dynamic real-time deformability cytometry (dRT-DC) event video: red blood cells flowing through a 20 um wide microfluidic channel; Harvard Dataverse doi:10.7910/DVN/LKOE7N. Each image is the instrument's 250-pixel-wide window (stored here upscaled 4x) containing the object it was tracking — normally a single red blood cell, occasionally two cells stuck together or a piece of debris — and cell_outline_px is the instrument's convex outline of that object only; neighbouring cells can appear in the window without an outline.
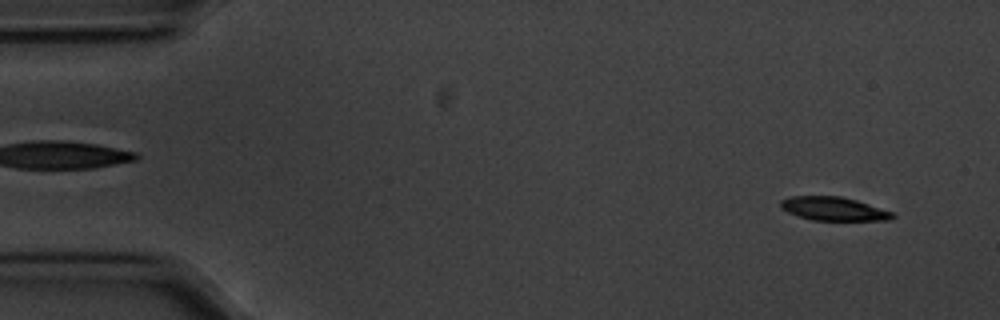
{"species": "common noctule bat (a hibernating species)", "species_latin": "Nyctalus noctula", "temperature_condition": "cold", "stored_images_in_passage": 55, "camera_frame_rate_fps": 3000, "um_per_image_px": 0.085, "animal": {"sex": "male", "body_mass_g": 20.1, "forearm_length_mm": 53.5}, "frame": {"image": 1, "passage_image": 3, "time_ms": 0.667, "image_size_px": [1000, 320], "cell_outline_px": [[896, 216], [892, 220], [812, 220], [788, 212], [780, 208], [780, 200], [788, 196], [840, 196], [856, 200], [892, 212]], "centroid_in_image_um": [70.83, 17.74], "position_along_channel_um": 14.2, "area_um2": 15.32}}
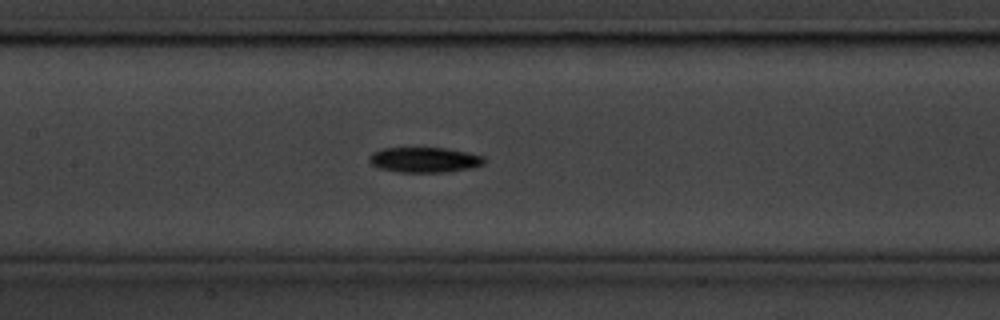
{"frame": {"image": 2, "passage_image": 25, "time_ms": 8.0, "image_size_px": [1000, 320], "cell_outline_px": [[484, 164], [468, 168], [444, 172], [396, 172], [380, 168], [372, 164], [368, 160], [368, 156], [372, 152], [384, 148], [444, 148], [484, 156]], "centroid_in_image_um": [36.02, 13.58], "position_along_channel_um": 171.4, "area_um2": 16.7}}
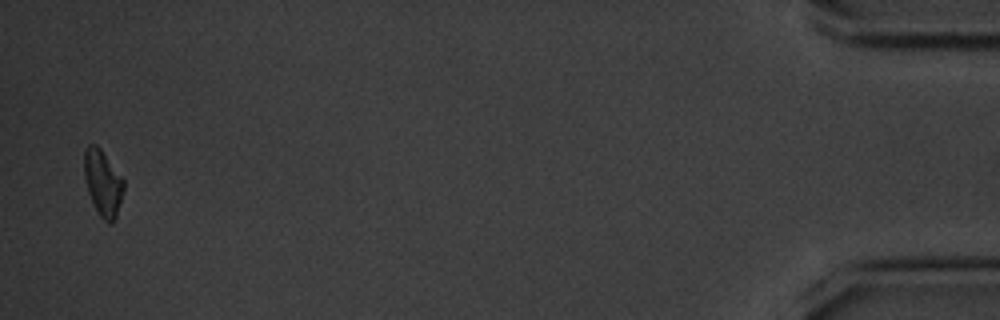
{"frame": {"image": 3, "passage_image": 54, "time_ms": 17.667, "image_size_px": [1000, 320], "cell_outline_px": [[124, 192], [116, 216], [112, 224], [108, 224], [100, 216], [88, 192], [84, 176], [84, 148], [88, 144], [96, 144], [100, 148], [124, 180]], "centroid_in_image_um": [8.74, 15.54], "position_along_channel_um": 426.5, "area_um2": 15.14}, "authors_computed_cell_mechanics": {"area_um2": 16.0106, "velocity_mm_per_s": 3.5607, "shape_relaxation_time_tau1_ms": 1.9387, "shape_relaxation_time_tau2_ms": null, "deformation_change_tau1": 0.1209, "deformation_change_tau2": null}}